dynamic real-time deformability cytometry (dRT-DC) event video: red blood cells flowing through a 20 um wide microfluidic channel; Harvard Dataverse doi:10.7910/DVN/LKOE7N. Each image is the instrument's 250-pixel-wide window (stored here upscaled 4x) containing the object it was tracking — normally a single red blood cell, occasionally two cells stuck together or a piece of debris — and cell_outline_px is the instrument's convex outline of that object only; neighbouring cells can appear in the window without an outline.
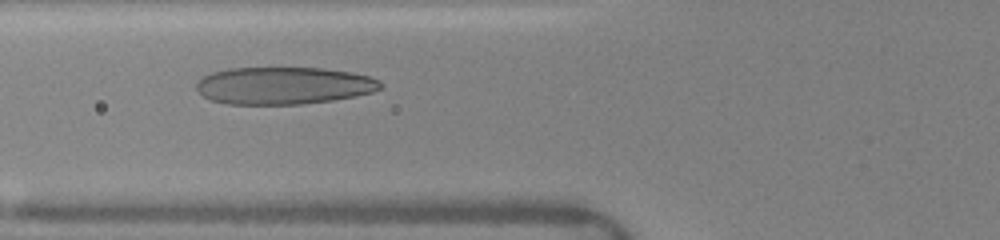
{"species": "human", "species_latin": "Homo sapiens", "temperature_condition": "warm", "stored_images_in_passage": 21, "camera_frame_rate_fps": 3000, "um_per_image_px": 0.085, "donor": {"sex": "female"}, "frame": {"image": 1, "passage_image": 7, "time_ms": 3.667, "image_size_px": [1000, 240], "cell_outline_px": [[384, 88], [372, 92], [356, 96], [332, 100], [300, 104], [228, 104], [212, 100], [204, 96], [196, 88], [196, 84], [204, 76], [212, 72], [228, 68], [324, 68], [352, 72], [368, 76], [380, 80], [384, 84]], "centroid_in_image_um": [24.16, 7.27], "position_along_channel_um": 101.6, "area_um2": 40.11}}
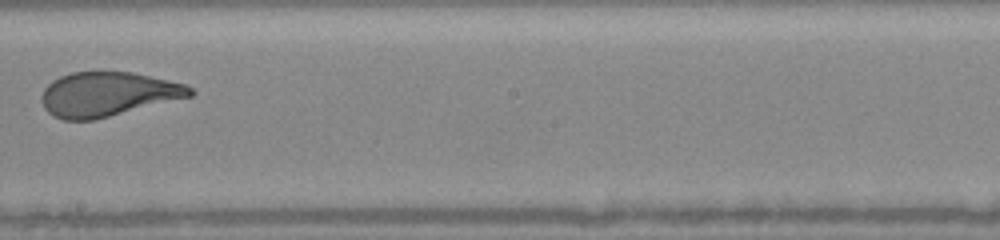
{"frame": {"image": 2, "passage_image": 12, "time_ms": 7.0, "image_size_px": [1000, 240], "cell_outline_px": [[196, 92], [192, 96], [96, 120], [64, 120], [52, 116], [44, 108], [44, 88], [52, 80], [60, 76], [72, 72], [132, 72], [188, 84]], "centroid_in_image_um": [9.21, 8.01], "position_along_channel_um": 239.0, "area_um2": 38.44}, "authors_computed_cell_mechanics": {"area_um2": 39.7664, "velocity_mm_per_s": 4.1074, "shape_relaxation_time_tau1_ms": 3.3641, "shape_relaxation_time_tau2_ms": null, "deformation_change_tau1": 0.1823, "deformation_change_tau2": null}}